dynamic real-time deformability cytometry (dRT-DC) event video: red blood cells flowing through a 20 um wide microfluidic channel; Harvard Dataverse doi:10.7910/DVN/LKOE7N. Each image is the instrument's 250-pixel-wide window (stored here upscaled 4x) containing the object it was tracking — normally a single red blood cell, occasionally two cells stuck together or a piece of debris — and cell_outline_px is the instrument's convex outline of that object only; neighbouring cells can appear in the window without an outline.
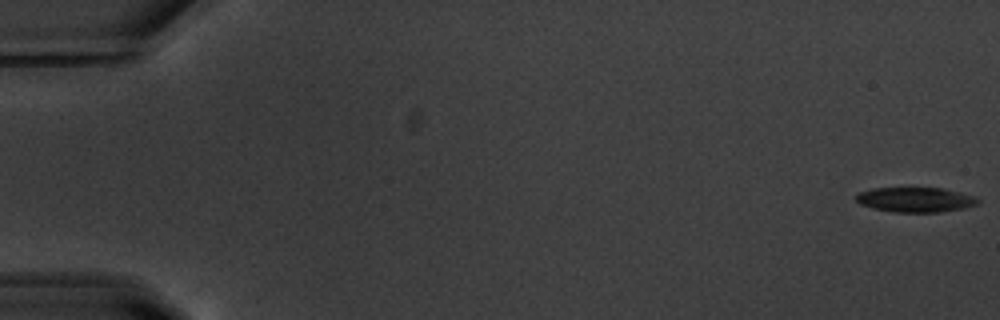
{"species": "common noctule bat (a hibernating species)", "species_latin": "Nyctalus noctula", "temperature_condition": "warm", "stored_images_in_passage": 55, "camera_frame_rate_fps": 3000, "um_per_image_px": 0.085, "animal": {"sex": "male", "body_mass_g": 20.1, "forearm_length_mm": 53.5}, "frame": {"image": 1, "passage_image": 1, "time_ms": 0.0, "image_size_px": [1000, 320], "cell_outline_px": [[980, 200], [976, 204], [964, 208], [940, 212], [892, 212], [872, 208], [860, 204], [856, 200], [856, 196], [860, 192], [872, 188], [944, 188], [976, 196]], "centroid_in_image_um": [77.82, 16.97], "position_along_channel_um": 7.2, "area_um2": 17.69}}
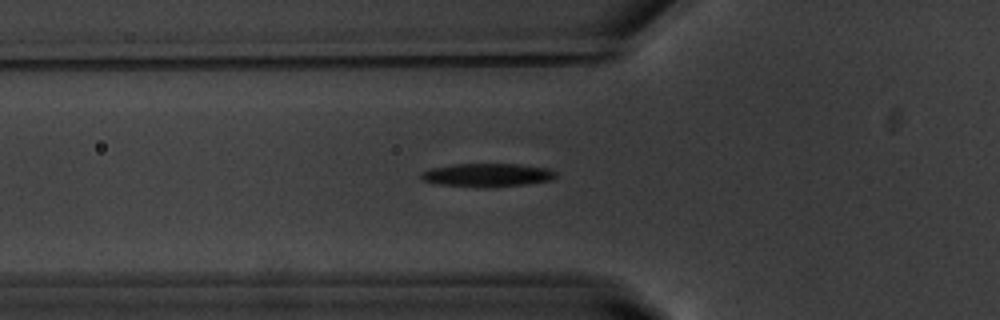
{"frame": {"image": 2, "passage_image": 20, "time_ms": 6.333, "image_size_px": [1000, 320], "cell_outline_px": [[556, 176], [552, 180], [524, 184], [492, 188], [484, 188], [436, 184], [420, 180], [416, 176], [420, 172], [428, 168], [448, 164], [520, 164], [548, 168], [556, 172]], "centroid_in_image_um": [41.3, 14.88], "position_along_channel_um": 84.5, "area_um2": 18.96}}
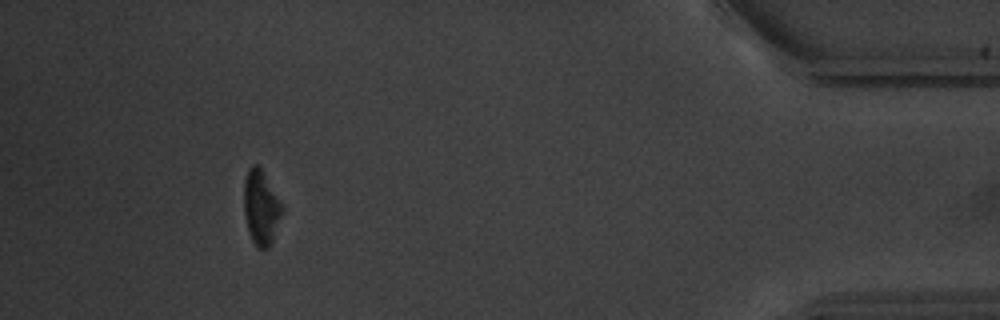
{"frame": {"image": 3, "passage_image": 51, "time_ms": 16.667, "image_size_px": [1000, 320], "cell_outline_px": [[284, 208], [272, 244], [268, 248], [260, 248], [252, 240], [248, 232], [244, 212], [244, 180], [248, 168], [252, 164], [256, 164], [260, 168]], "centroid_in_image_um": [22.18, 17.66], "position_along_channel_um": 413.0, "area_um2": 16.42}, "authors_computed_cell_mechanics": {"area_um2": 18.4382, "velocity_mm_per_s": 3.7108, "shape_relaxation_time_tau1_ms": 2.25, "shape_relaxation_time_tau2_ms": null, "deformation_change_tau1": 0.1209, "deformation_change_tau2": null}}